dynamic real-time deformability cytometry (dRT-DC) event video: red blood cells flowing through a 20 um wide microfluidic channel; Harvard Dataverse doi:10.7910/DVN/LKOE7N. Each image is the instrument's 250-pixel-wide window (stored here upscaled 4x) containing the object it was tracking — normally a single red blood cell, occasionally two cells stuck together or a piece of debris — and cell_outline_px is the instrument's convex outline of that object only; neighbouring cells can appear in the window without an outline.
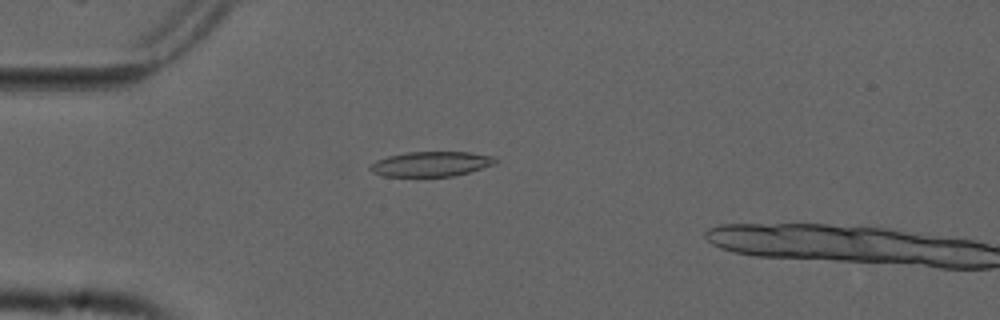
{"species": "common noctule bat (a hibernating species)", "species_latin": "Nyctalus noctula", "temperature_condition": "cold", "stored_images_in_passage": 17, "camera_frame_rate_fps": 3000, "um_per_image_px": 0.085, "animal": {"sex": "male", "forearm_length_mm": 52.5}, "frame": {"image": 1, "passage_image": 15, "time_ms": 4.667, "image_size_px": [1000, 320], "cell_outline_px": [[500, 160], [496, 164], [468, 172], [452, 176], [384, 176], [372, 172], [368, 168], [376, 160], [388, 156], [408, 152], [468, 152], [496, 156]], "centroid_in_image_um": [36.69, 13.93], "position_along_channel_um": 48.3, "area_um2": 18.21}}